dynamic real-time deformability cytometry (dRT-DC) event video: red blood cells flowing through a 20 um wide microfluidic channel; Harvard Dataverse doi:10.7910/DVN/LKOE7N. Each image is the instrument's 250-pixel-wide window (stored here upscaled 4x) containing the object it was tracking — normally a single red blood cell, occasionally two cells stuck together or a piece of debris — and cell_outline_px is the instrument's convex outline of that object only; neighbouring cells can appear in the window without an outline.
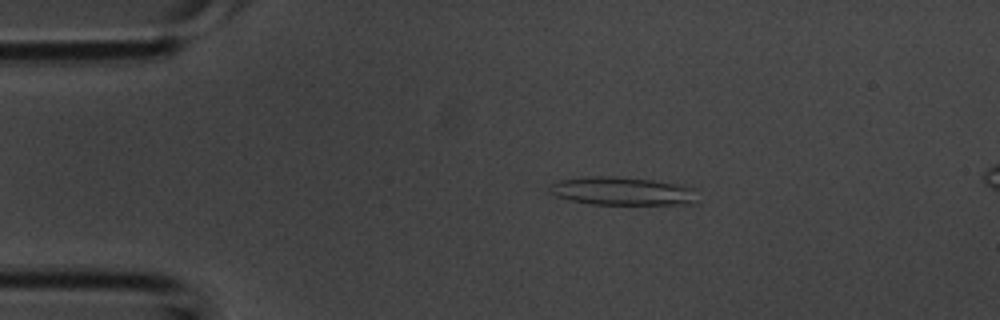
{"species": "common noctule bat (a hibernating species)", "species_latin": "Nyctalus noctula", "temperature_condition": "room temperature", "stored_images_in_passage": 12, "camera_frame_rate_fps": 3000, "um_per_image_px": 0.085, "animal": {"sex": "male", "body_mass_g": 20.1, "forearm_length_mm": 53.5}, "frame": {"image": 1, "passage_image": 7, "time_ms": 2.0, "image_size_px": [1000, 320], "cell_outline_px": [[696, 204], [588, 204], [568, 200], [556, 196], [548, 192], [548, 184], [560, 180], [584, 176], [616, 176], [652, 180], [680, 184], [692, 188]], "centroid_in_image_um": [52.79, 16.24], "position_along_channel_um": 32.2, "area_um2": 24.51}}